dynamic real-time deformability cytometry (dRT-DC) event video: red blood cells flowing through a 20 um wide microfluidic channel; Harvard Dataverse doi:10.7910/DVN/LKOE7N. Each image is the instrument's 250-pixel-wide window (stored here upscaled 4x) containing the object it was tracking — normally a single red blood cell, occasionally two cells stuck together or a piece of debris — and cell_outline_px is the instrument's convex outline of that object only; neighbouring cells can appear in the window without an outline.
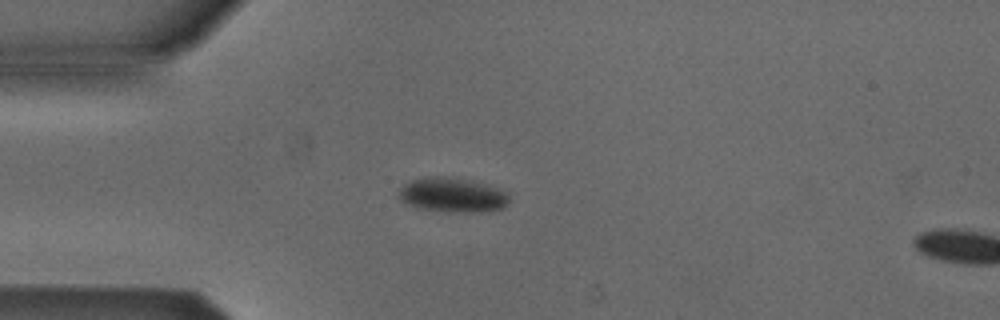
{"species": "Egyptian fruit bat (a non-hibernating species)", "species_latin": "Rousettus aegyptiacus", "temperature_condition": "cold", "stored_images_in_passage": 5, "camera_frame_rate_fps": 3000, "um_per_image_px": 0.085, "animal": {"sex": "male"}, "frame": {"image": 1, "passage_image": 4, "time_ms": 1.0, "image_size_px": [1000, 320], "cell_outline_px": [[508, 204], [504, 208], [488, 212], [444, 212], [416, 208], [400, 200], [400, 188], [404, 184], [412, 180], [428, 176], [444, 176], [468, 180], [488, 184], [508, 192]], "centroid_in_image_um": [38.49, 16.59], "position_along_channel_um": 46.5, "area_um2": 22.54}}